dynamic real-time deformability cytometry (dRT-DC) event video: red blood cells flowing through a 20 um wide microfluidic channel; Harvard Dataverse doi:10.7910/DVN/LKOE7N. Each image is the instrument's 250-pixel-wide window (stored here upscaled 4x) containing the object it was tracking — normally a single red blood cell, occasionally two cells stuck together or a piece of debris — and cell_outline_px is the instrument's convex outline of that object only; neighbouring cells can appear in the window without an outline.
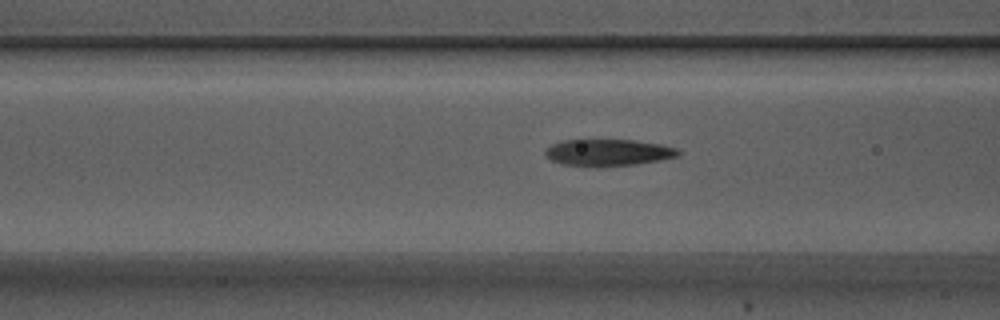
{"species": "Egyptian fruit bat (a non-hibernating species)", "species_latin": "Rousettus aegyptiacus", "temperature_condition": "warm", "stored_images_in_passage": 38, "camera_frame_rate_fps": 3000, "um_per_image_px": 0.085, "animal": {"sex": "male"}, "frame": {"image": 1, "passage_image": 8, "time_ms": 2.333, "image_size_px": [1000, 320], "cell_outline_px": [[680, 156], [660, 160], [636, 164], [600, 168], [596, 168], [564, 164], [552, 160], [544, 156], [544, 148], [560, 140], [632, 140], [660, 144], [676, 148], [680, 152]], "centroid_in_image_um": [51.65, 12.98], "position_along_channel_um": 115.0, "area_um2": 21.1}}
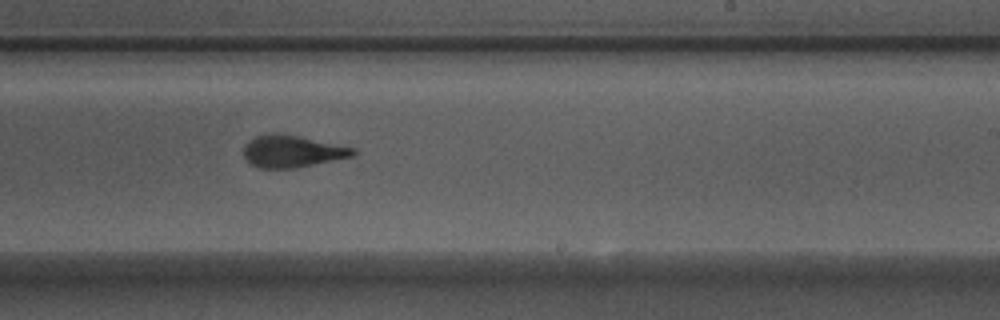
{"frame": {"image": 2, "passage_image": 20, "time_ms": 6.333, "image_size_px": [1000, 320], "cell_outline_px": [[356, 152], [352, 156], [296, 168], [260, 168], [252, 164], [244, 156], [244, 144], [248, 140], [256, 136], [272, 132], [276, 132], [300, 136], [356, 148]], "centroid_in_image_um": [24.81, 12.84], "position_along_channel_um": 264.2, "area_um2": 20.46}}
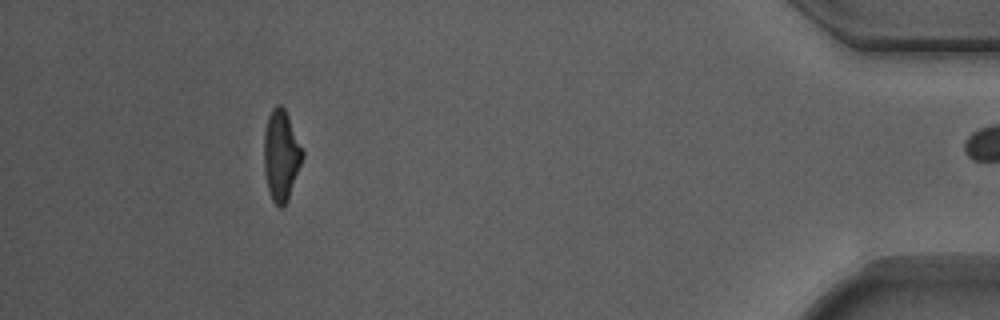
{"frame": {"image": 3, "passage_image": 37, "time_ms": 12.0, "image_size_px": [1000, 320], "cell_outline_px": [[304, 156], [288, 200], [280, 208], [272, 200], [268, 188], [264, 172], [264, 132], [268, 116], [272, 108], [276, 104], [280, 104], [284, 108], [288, 116], [304, 152]], "centroid_in_image_um": [23.89, 13.19], "position_along_channel_um": 411.3, "area_um2": 20.29}, "authors_computed_cell_mechanics": {"area_um2": 20.9814, "velocity_mm_per_s": 3.7329, "shape_relaxation_time_tau1_ms": 3.3169, "shape_relaxation_time_tau2_ms": 1.6806, "deformation_change_tau1": 0.1804, "deformation_change_tau2": 0.1151}}